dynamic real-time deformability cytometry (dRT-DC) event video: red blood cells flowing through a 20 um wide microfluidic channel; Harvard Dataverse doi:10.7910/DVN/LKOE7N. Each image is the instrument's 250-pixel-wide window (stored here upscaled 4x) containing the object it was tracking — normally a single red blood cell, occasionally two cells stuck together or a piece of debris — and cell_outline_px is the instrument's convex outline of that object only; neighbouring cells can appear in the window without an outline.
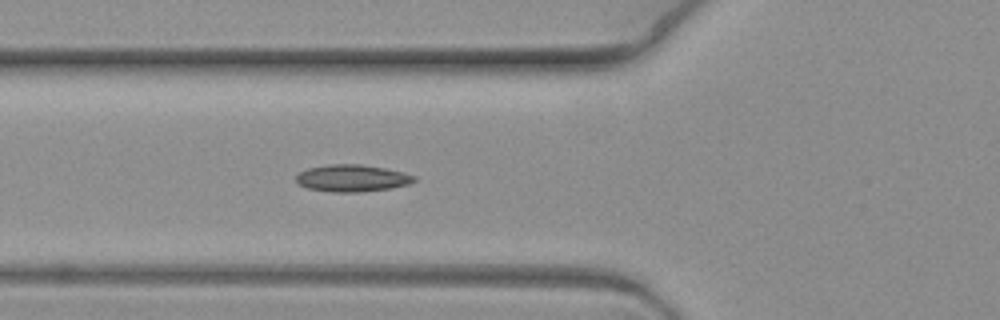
{"species": "common noctule bat (a hibernating species)", "species_latin": "Nyctalus noctula", "temperature_condition": "warm", "stored_images_in_passage": 4, "camera_frame_rate_fps": 3000, "um_per_image_px": 0.085, "animal": {"sex": "female", "body_mass_g": 19.3, "forearm_length_mm": 54.1}, "frame": {"image": 1, "passage_image": 4, "time_ms": 1.0, "image_size_px": [1000, 320], "cell_outline_px": [[416, 180], [408, 184], [392, 188], [360, 192], [328, 192], [308, 188], [300, 184], [296, 180], [296, 176], [300, 172], [308, 168], [332, 164], [360, 164], [384, 168], [416, 176]], "centroid_in_image_um": [29.92, 15.15], "position_along_channel_um": 95.9, "area_um2": 18.44}}